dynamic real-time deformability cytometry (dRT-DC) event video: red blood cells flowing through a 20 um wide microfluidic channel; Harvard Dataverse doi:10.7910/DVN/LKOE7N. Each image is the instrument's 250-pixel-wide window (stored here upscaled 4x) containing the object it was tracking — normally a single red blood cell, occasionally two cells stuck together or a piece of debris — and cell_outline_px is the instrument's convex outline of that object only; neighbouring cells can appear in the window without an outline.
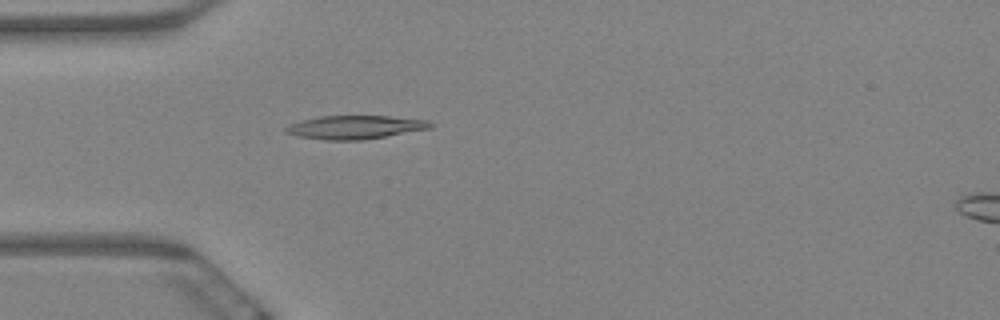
{"species": "Egyptian fruit bat (a non-hibernating species)", "species_latin": "Rousettus aegyptiacus", "temperature_condition": "warm", "stored_images_in_passage": 5, "camera_frame_rate_fps": 3000, "um_per_image_px": 0.085, "animal": {"sex": "female"}, "frame": {"image": 1, "passage_image": 5, "time_ms": 1.333, "image_size_px": [1000, 320], "cell_outline_px": [[432, 128], [360, 140], [324, 140], [300, 136], [284, 132], [284, 128], [292, 124], [304, 120], [320, 116], [388, 116], [428, 120], [432, 124]], "centroid_in_image_um": [30.19, 10.81], "position_along_channel_um": 54.8, "area_um2": 19.42}}